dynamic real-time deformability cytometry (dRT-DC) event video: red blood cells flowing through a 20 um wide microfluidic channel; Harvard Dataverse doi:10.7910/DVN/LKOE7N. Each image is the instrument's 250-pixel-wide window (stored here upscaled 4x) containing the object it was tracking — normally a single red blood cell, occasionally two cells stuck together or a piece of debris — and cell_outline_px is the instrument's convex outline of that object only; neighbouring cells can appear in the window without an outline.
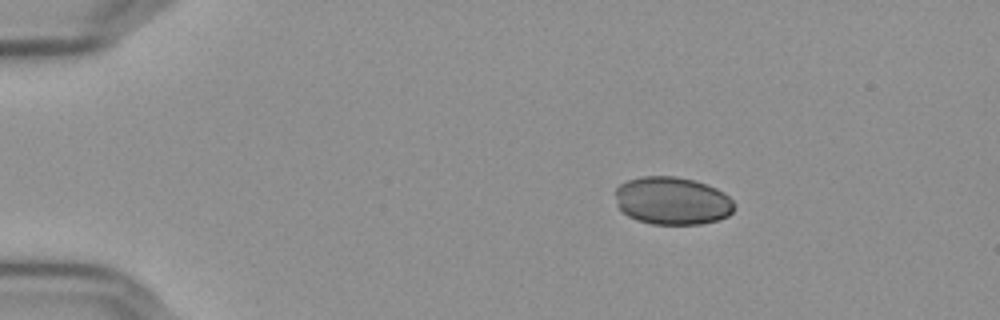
{"species": "Egyptian fruit bat (a non-hibernating species)", "species_latin": "Rousettus aegyptiacus", "temperature_condition": "cold", "stored_images_in_passage": 4, "camera_frame_rate_fps": 3000, "um_per_image_px": 0.085, "frame": {"image": 1, "passage_image": 2, "time_ms": 0.333, "image_size_px": [1000, 320], "cell_outline_px": [[736, 204], [732, 212], [728, 216], [720, 220], [700, 224], [652, 224], [636, 220], [628, 216], [616, 204], [616, 188], [620, 184], [628, 180], [644, 176], [672, 176], [696, 180], [716, 188], [724, 192]], "centroid_in_image_um": [57.16, 17.07], "position_along_channel_um": 27.8, "area_um2": 33.35}}